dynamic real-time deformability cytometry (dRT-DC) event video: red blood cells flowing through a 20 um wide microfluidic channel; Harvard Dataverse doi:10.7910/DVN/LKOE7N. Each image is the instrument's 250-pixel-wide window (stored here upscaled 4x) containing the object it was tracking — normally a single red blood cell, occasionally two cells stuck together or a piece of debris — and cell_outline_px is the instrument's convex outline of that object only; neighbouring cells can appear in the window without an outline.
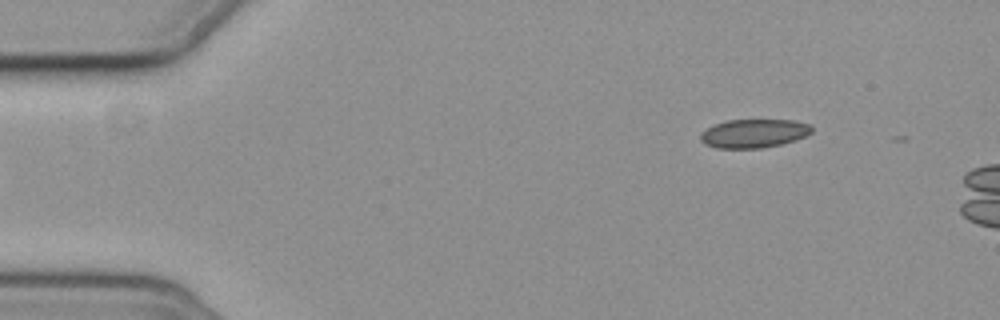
{"species": "common noctule bat (a hibernating species)", "species_latin": "Nyctalus noctula", "temperature_condition": "cold", "stored_images_in_passage": 6, "segment_of_instrument_passage": [2, 2], "camera_frame_rate_fps": 3000, "um_per_image_px": 0.085, "animal": {"sex": "female", "body_mass_g": 19.3, "forearm_length_mm": 54.1}, "frame": {"image": 1, "passage_image": 6, "time_ms": 6.0, "image_size_px": [1000, 320], "cell_outline_px": [[812, 132], [808, 136], [796, 140], [780, 144], [760, 148], [716, 148], [704, 144], [700, 140], [700, 132], [716, 124], [728, 120], [792, 120], [808, 124], [812, 128]], "centroid_in_image_um": [64.07, 11.34], "position_along_channel_um": 20.9, "area_um2": 18.55}}